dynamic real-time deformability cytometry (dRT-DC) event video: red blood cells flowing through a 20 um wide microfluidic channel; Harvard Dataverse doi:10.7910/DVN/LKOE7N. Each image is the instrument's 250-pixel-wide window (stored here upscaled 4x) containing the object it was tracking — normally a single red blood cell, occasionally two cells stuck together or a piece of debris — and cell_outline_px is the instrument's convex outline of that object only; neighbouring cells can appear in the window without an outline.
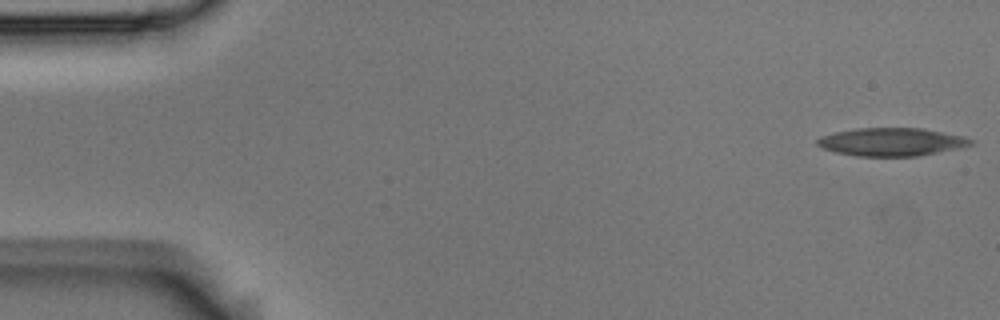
{"species": "Egyptian fruit bat (a non-hibernating species)", "species_latin": "Rousettus aegyptiacus", "temperature_condition": "room temperature", "stored_images_in_passage": 54, "camera_frame_rate_fps": 3000, "um_per_image_px": 0.085, "animal": {"sex": "male"}, "frame": {"image": 1, "passage_image": 1, "time_ms": 0.0, "image_size_px": [1000, 320], "cell_outline_px": [[976, 140], [972, 144], [956, 148], [916, 156], [856, 156], [836, 152], [824, 148], [816, 144], [816, 140], [820, 136], [836, 132], [856, 128], [924, 128], [964, 136]], "centroid_in_image_um": [75.78, 12.05], "position_along_channel_um": 9.2, "area_um2": 24.97}}
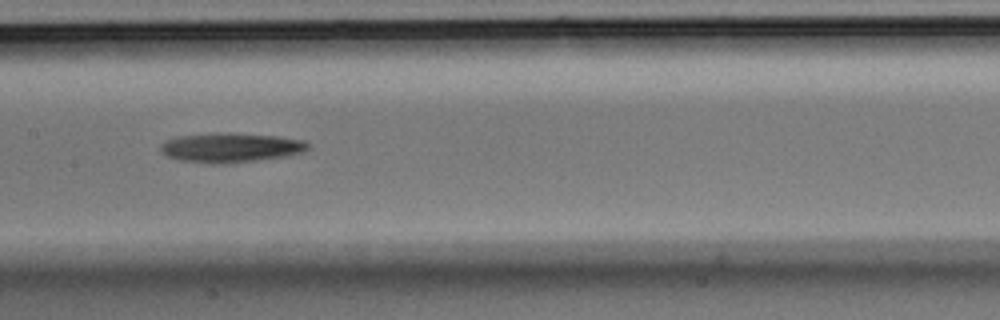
{"frame": {"image": 2, "passage_image": 26, "time_ms": 8.333, "image_size_px": [1000, 320], "cell_outline_px": [[312, 148], [304, 152], [288, 156], [224, 164], [208, 164], [180, 160], [168, 156], [160, 152], [160, 144], [168, 140], [180, 136], [216, 132], [228, 132], [280, 136], [304, 140], [312, 144]], "centroid_in_image_um": [19.68, 12.54], "position_along_channel_um": 187.7, "area_um2": 25.84}}
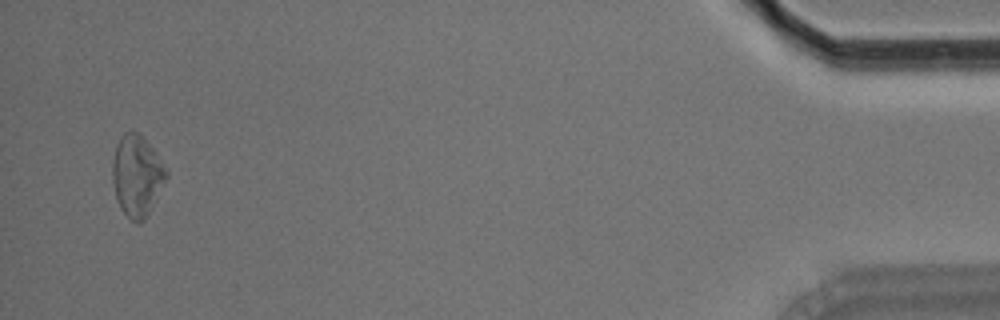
{"frame": {"image": 3, "passage_image": 52, "time_ms": 17.0, "image_size_px": [1000, 320], "cell_outline_px": [[168, 176], [152, 208], [144, 220], [140, 224], [132, 220], [120, 208], [112, 184], [112, 160], [116, 144], [120, 136], [124, 132], [132, 128], [140, 132], [144, 136], [168, 168]], "centroid_in_image_um": [11.65, 14.87], "position_along_channel_um": 423.6, "area_um2": 26.13}, "authors_computed_cell_mechanics": {"area_um2": 24.6517, "velocity_mm_per_s": 3.6788, "shape_relaxation_time_tau1_ms": 7.3755, "shape_relaxation_time_tau2_ms": null, "deformation_change_tau1": 0.173, "deformation_change_tau2": null}}